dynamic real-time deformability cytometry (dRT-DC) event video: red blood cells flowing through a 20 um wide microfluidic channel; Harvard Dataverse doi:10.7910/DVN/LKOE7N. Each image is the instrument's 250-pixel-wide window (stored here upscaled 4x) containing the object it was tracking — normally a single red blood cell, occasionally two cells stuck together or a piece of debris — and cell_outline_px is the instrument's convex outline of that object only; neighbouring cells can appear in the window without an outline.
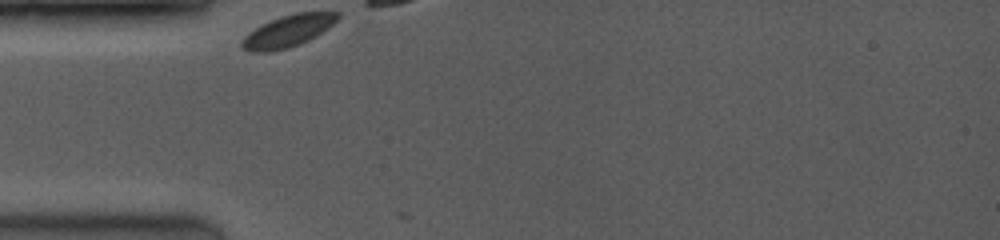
{"species": "common noctule bat (a hibernating species)", "species_latin": "Nyctalus noctula", "temperature_condition": "room temperature", "stored_images_in_passage": 5, "camera_frame_rate_fps": 3500, "um_per_image_px": 0.085, "animal": {"sex": "female", "body_mass_g": 19.0, "forearm_length_mm": 53.3}, "frame": {"image": 1, "passage_image": 1, "time_ms": 0.0, "image_size_px": [1000, 240], "cell_outline_px": [[340, 16], [328, 28], [308, 40], [288, 48], [268, 52], [248, 52], [240, 48], [240, 40], [248, 32], [280, 16], [296, 12], [340, 12]], "centroid_in_image_um": [24.42, 2.65], "position_along_channel_um": 60.6, "area_um2": 17.74}}